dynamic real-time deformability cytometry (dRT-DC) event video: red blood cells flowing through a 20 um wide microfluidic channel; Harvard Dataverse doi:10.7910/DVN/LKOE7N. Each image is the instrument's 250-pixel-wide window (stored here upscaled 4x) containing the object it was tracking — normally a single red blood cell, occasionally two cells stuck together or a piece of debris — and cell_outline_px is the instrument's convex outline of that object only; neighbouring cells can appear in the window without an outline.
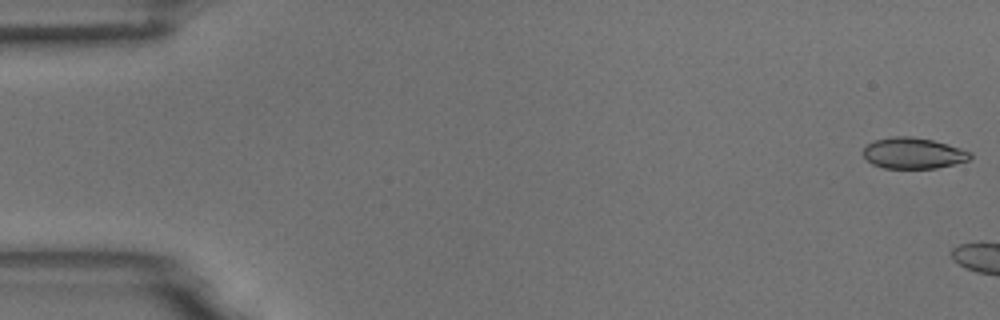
{"species": "common noctule bat (a hibernating species)", "species_latin": "Nyctalus noctula", "temperature_condition": "room temperature", "stored_images_in_passage": 3, "camera_frame_rate_fps": 3000, "um_per_image_px": 0.085, "animal": {"sex": "male", "body_mass_g": 18.8}, "frame": {"image": 1, "passage_image": 1, "time_ms": 0.0, "image_size_px": [1000, 320], "cell_outline_px": [[972, 156], [968, 160], [936, 168], [884, 168], [872, 164], [864, 156], [864, 148], [872, 140], [892, 136], [908, 136], [932, 140], [948, 144], [972, 152]], "centroid_in_image_um": [77.61, 13.01], "position_along_channel_um": 7.4, "area_um2": 19.25}}